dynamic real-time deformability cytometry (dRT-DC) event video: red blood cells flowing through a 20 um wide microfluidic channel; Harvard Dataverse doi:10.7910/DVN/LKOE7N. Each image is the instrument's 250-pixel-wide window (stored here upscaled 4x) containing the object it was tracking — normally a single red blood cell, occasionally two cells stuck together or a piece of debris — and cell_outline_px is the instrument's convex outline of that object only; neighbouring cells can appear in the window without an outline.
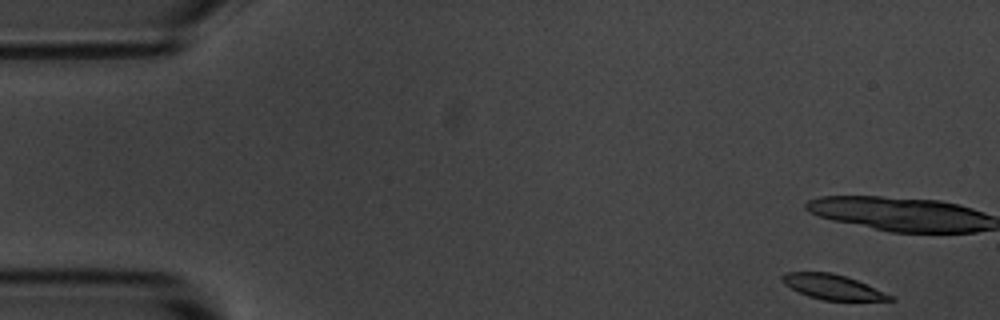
{"species": "common noctule bat (a hibernating species)", "species_latin": "Nyctalus noctula", "temperature_condition": "room temperature", "stored_images_in_passage": 12, "camera_frame_rate_fps": 3000, "um_per_image_px": 0.085, "animal": {"sex": "male", "body_mass_g": 20.1, "forearm_length_mm": 53.5}, "frame": {"image": 1, "passage_image": 1, "time_ms": 0.0, "image_size_px": [1000, 320], "cell_outline_px": [[896, 300], [824, 300], [808, 296], [784, 284], [780, 276], [784, 272], [828, 272], [844, 276], [856, 280], [884, 292], [892, 296]], "centroid_in_image_um": [70.73, 24.38], "position_along_channel_um": 14.3, "area_um2": 15.26}}